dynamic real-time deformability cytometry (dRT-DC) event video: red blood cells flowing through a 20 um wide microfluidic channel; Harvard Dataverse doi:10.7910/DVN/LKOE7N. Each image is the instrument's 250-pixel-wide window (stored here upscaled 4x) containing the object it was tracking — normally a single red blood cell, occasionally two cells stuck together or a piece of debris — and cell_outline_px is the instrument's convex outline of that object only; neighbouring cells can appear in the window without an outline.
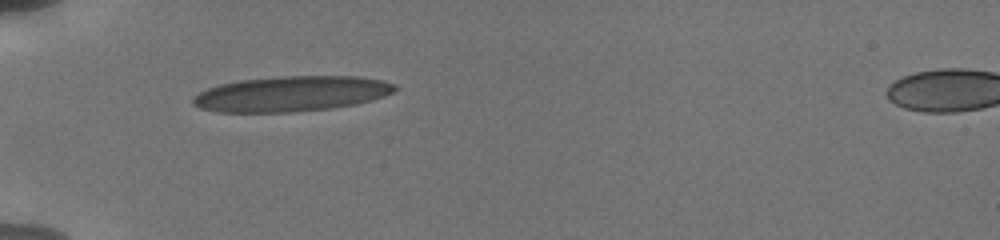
{"species": "human", "species_latin": "Homo sapiens", "temperature_condition": "cold", "stored_images_in_passage": 15, "camera_frame_rate_fps": 3000, "um_per_image_px": 0.085, "donor": {"sex": "male"}, "frame": {"image": 1, "passage_image": 1, "time_ms": 0.0, "image_size_px": [1000, 240], "cell_outline_px": [[400, 88], [384, 96], [372, 100], [356, 104], [332, 108], [288, 112], [216, 112], [200, 108], [192, 104], [192, 96], [208, 88], [220, 84], [240, 80], [280, 76], [360, 76], [380, 80], [396, 84]], "centroid_in_image_um": [24.76, 7.97], "position_along_channel_um": 60.2, "area_um2": 41.73}}
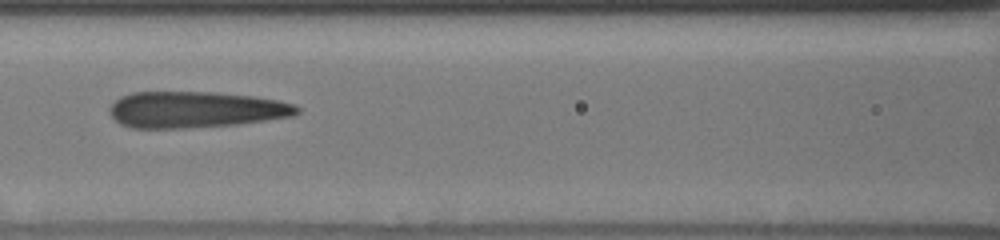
{"frame": {"image": 2, "passage_image": 6, "time_ms": 2.667, "image_size_px": [1000, 240], "cell_outline_px": [[300, 112], [292, 116], [236, 124], [184, 128], [132, 128], [120, 124], [108, 112], [108, 108], [120, 96], [132, 92], [216, 92], [256, 96], [280, 100], [296, 104], [300, 108]], "centroid_in_image_um": [16.63, 9.3], "position_along_channel_um": 150.0, "area_um2": 39.88}}
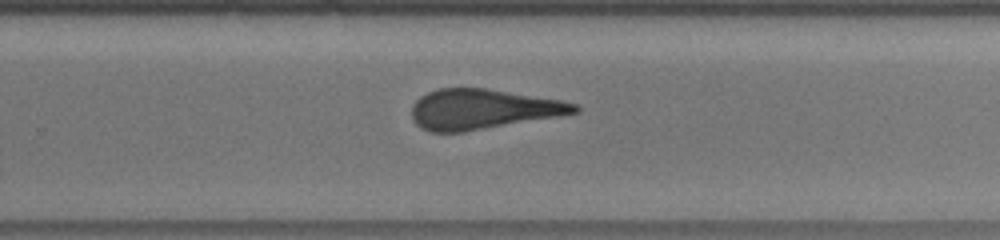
{"frame": {"image": 3, "passage_image": 15, "time_ms": 6.333, "image_size_px": [1000, 240], "cell_outline_px": [[580, 112], [560, 116], [464, 132], [428, 132], [420, 128], [412, 120], [412, 104], [420, 96], [428, 92], [440, 88], [484, 88], [560, 100], [576, 104], [580, 108]], "centroid_in_image_um": [41.0, 9.29], "position_along_channel_um": 288.8, "area_um2": 38.03}}